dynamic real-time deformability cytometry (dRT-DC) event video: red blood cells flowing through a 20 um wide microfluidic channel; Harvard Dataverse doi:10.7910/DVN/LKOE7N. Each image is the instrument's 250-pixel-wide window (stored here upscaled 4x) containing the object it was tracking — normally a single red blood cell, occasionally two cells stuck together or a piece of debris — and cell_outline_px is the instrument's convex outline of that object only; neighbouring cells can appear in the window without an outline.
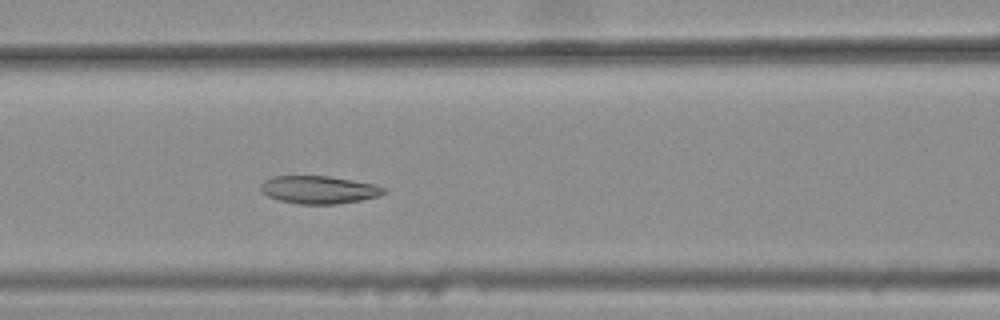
{"species": "common noctule bat (a hibernating species)", "species_latin": "Nyctalus noctula", "temperature_condition": "warm", "stored_images_in_passage": 41, "camera_frame_rate_fps": 3000, "um_per_image_px": 0.085, "animal": {"sex": "female", "body_mass_g": 25.1}, "frame": {"image": 1, "passage_image": 20, "time_ms": 6.333, "image_size_px": [1000, 320], "cell_outline_px": [[388, 192], [380, 196], [360, 200], [336, 204], [300, 204], [280, 200], [268, 196], [260, 192], [260, 184], [264, 180], [272, 176], [328, 176], [376, 184], [384, 188]], "centroid_in_image_um": [27.1, 16.12], "position_along_channel_um": 139.5, "area_um2": 20.06}}
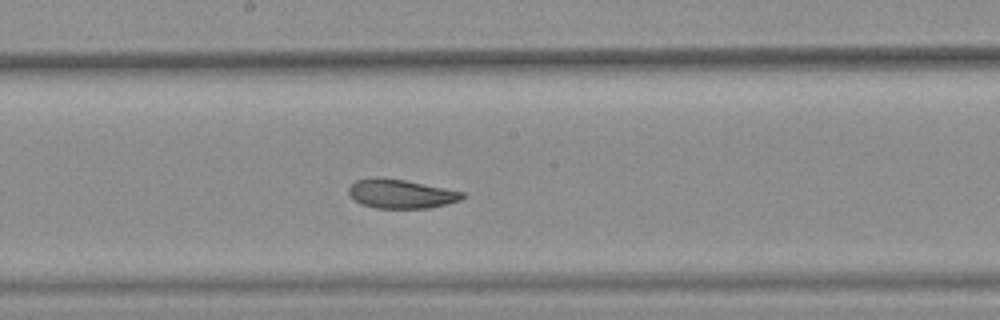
{"frame": {"image": 2, "passage_image": 26, "time_ms": 8.333, "image_size_px": [1000, 320], "cell_outline_px": [[464, 196], [460, 200], [432, 208], [376, 208], [360, 204], [348, 192], [348, 188], [356, 180], [376, 176], [380, 176], [404, 180], [464, 192]], "centroid_in_image_um": [34.05, 16.47], "position_along_channel_um": 214.1, "area_um2": 19.19}}
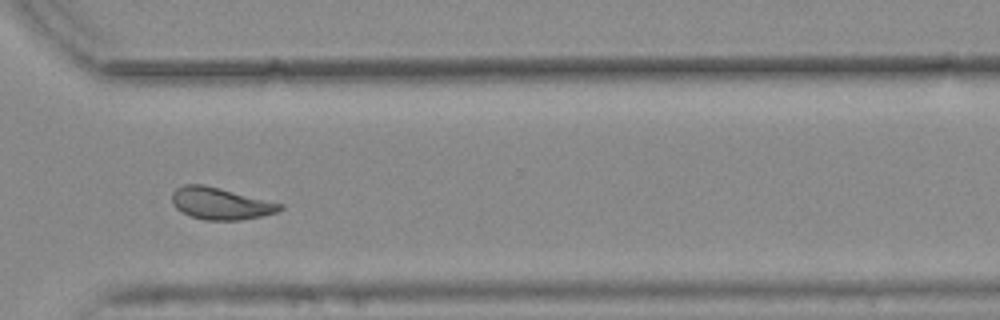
{"frame": {"image": 3, "passage_image": 37, "time_ms": 12.0, "image_size_px": [1000, 320], "cell_outline_px": [[284, 208], [276, 212], [260, 216], [240, 220], [204, 220], [180, 212], [172, 204], [172, 192], [176, 188], [184, 184], [204, 184], [284, 204]], "centroid_in_image_um": [18.72, 17.29], "position_along_channel_um": 351.9, "area_um2": 20.11}, "authors_computed_cell_mechanics": {"area_um2": 20.4034, "velocity_mm_per_s": 3.7459, "shape_relaxation_time_tau1_ms": null, "shape_relaxation_time_tau2_ms": 2.5323, "deformation_change_tau1": null, "deformation_change_tau2": 0.0813}}